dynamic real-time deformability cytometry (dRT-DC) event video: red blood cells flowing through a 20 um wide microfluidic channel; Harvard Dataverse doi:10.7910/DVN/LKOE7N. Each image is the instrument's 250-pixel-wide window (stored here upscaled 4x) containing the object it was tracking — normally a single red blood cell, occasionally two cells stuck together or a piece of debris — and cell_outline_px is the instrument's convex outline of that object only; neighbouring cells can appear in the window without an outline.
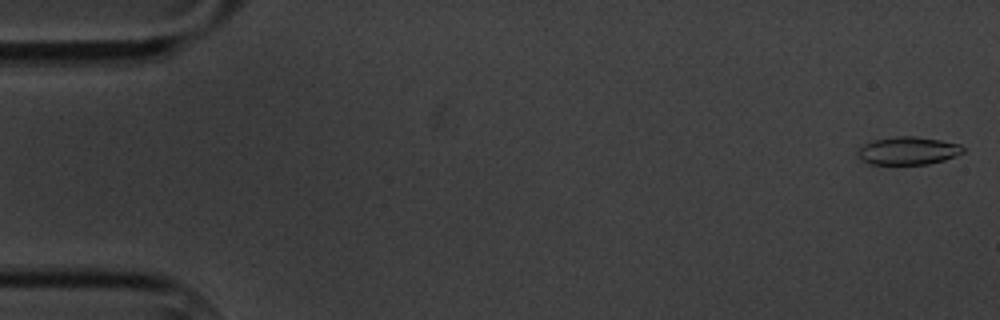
{"species": "common noctule bat (a hibernating species)", "species_latin": "Nyctalus noctula", "temperature_condition": "cold", "stored_images_in_passage": 59, "camera_frame_rate_fps": 3000, "um_per_image_px": 0.085, "animal": {"sex": "male", "body_mass_g": 20.1, "forearm_length_mm": 53.5}, "frame": {"image": 1, "passage_image": 1, "time_ms": 0.0, "image_size_px": [1000, 320], "cell_outline_px": [[964, 152], [956, 156], [944, 160], [928, 164], [868, 164], [860, 160], [856, 156], [860, 148], [864, 144], [872, 140], [896, 136], [912, 136], [940, 140], [960, 144], [964, 148]], "centroid_in_image_um": [77.16, 12.82], "position_along_channel_um": 7.8, "area_um2": 17.22}}
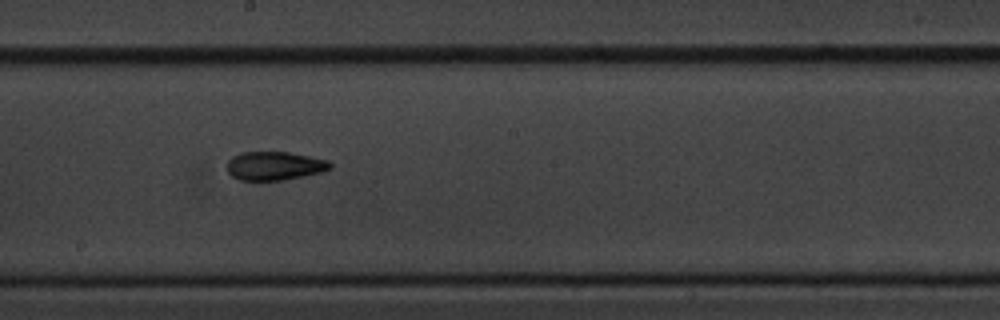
{"frame": {"image": 2, "passage_image": 32, "time_ms": 10.333, "image_size_px": [1000, 320], "cell_outline_px": [[332, 168], [320, 172], [304, 176], [284, 180], [240, 180], [232, 176], [228, 172], [228, 160], [232, 156], [240, 152], [288, 152], [312, 156], [328, 160], [332, 164]], "centroid_in_image_um": [23.35, 14.09], "position_along_channel_um": 224.8, "area_um2": 17.28}}
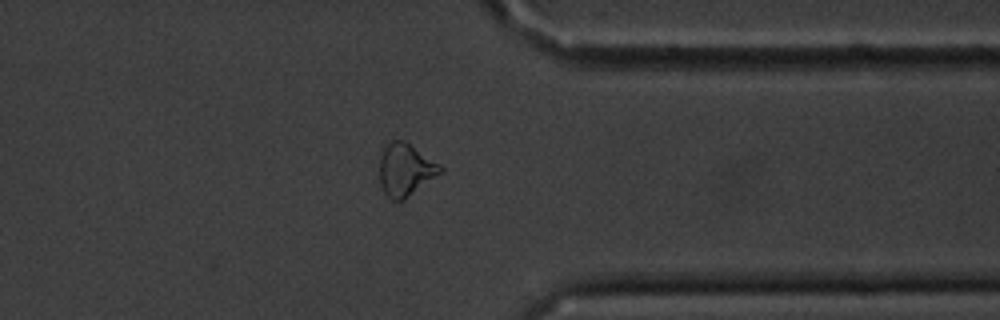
{"frame": {"image": 3, "passage_image": 46, "time_ms": 15.0, "image_size_px": [1000, 320], "cell_outline_px": [[444, 172], [404, 200], [392, 200], [384, 192], [380, 184], [380, 152], [392, 140], [404, 140], [440, 164], [444, 168]], "centroid_in_image_um": [34.49, 14.44], "position_along_channel_um": 376.9, "area_um2": 18.73}, "authors_computed_cell_mechanics": {"area_um2": 17.34, "velocity_mm_per_s": 3.3823, "shape_relaxation_time_tau1_ms": null, "shape_relaxation_time_tau2_ms": 3.7954, "deformation_change_tau1": null, "deformation_change_tau2": 0.1083}}